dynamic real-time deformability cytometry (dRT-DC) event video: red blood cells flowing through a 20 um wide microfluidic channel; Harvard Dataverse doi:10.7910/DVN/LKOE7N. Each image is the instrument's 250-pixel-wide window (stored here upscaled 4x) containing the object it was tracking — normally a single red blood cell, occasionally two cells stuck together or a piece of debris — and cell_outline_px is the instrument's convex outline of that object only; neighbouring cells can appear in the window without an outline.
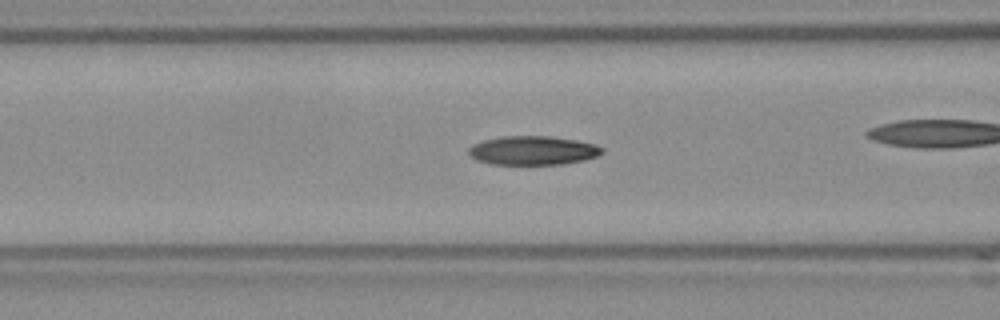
{"species": "Egyptian fruit bat (a non-hibernating species)", "species_latin": "Rousettus aegyptiacus", "temperature_condition": "room temperature", "stored_images_in_passage": 42, "camera_frame_rate_fps": 3000, "um_per_image_px": 0.085, "frame": {"image": 1, "passage_image": 19, "time_ms": 6.0, "image_size_px": [1000, 320], "cell_outline_px": [[604, 152], [596, 156], [584, 160], [560, 164], [492, 164], [476, 160], [468, 152], [468, 148], [472, 144], [484, 140], [500, 136], [552, 136], [576, 140], [596, 144], [604, 148]], "centroid_in_image_um": [45.3, 12.78], "position_along_channel_um": 121.3, "area_um2": 22.54}}